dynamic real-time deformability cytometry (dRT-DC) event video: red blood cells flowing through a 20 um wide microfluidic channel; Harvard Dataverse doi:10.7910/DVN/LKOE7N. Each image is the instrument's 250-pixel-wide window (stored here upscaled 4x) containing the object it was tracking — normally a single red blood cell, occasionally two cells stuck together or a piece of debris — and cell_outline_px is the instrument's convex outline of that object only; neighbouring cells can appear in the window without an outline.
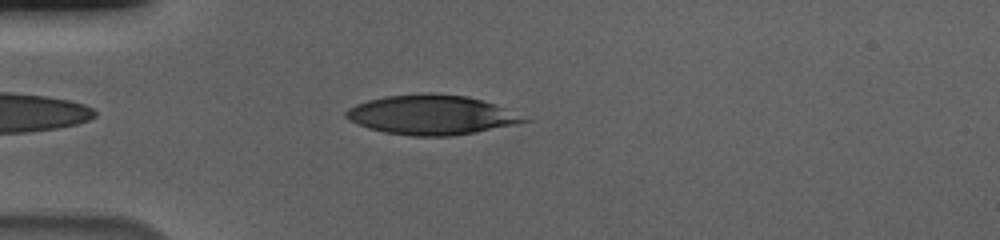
{"species": "human", "species_latin": "Homo sapiens", "temperature_condition": "cold", "stored_images_in_passage": 43, "camera_frame_rate_fps": 3000, "um_per_image_px": 0.085, "donor": {"sex": "male"}, "frame": {"image": 1, "passage_image": 5, "time_ms": 1.333, "image_size_px": [1000, 240], "cell_outline_px": [[520, 120], [504, 124], [468, 132], [392, 132], [372, 128], [352, 120], [348, 116], [348, 112], [352, 108], [360, 104], [372, 100], [392, 96], [460, 96], [480, 100]], "centroid_in_image_um": [36.44, 9.72], "position_along_channel_um": 48.6, "area_um2": 34.56}}
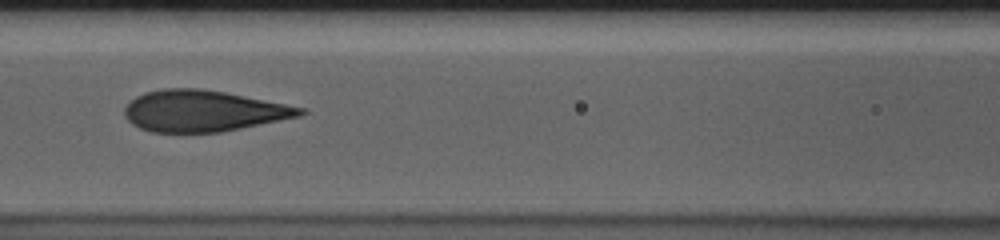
{"frame": {"image": 2, "passage_image": 15, "time_ms": 4.667, "image_size_px": [1000, 240], "cell_outline_px": [[304, 112], [292, 116], [212, 132], [160, 132], [144, 128], [136, 124], [128, 116], [128, 104], [140, 96], [152, 92], [220, 92], [300, 108]], "centroid_in_image_um": [17.23, 9.48], "position_along_channel_um": 149.4, "area_um2": 37.4}}
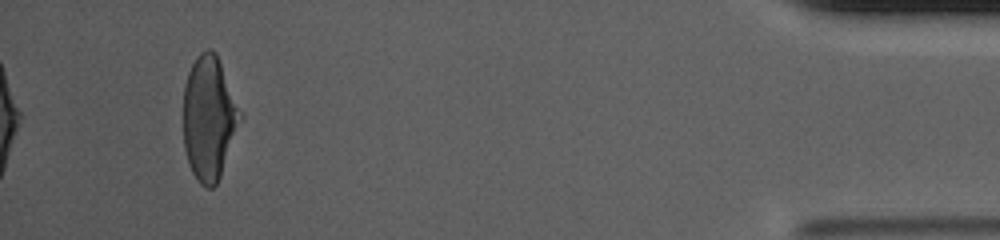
{"frame": {"image": 3, "passage_image": 43, "time_ms": 14.0, "image_size_px": [1000, 240], "cell_outline_px": [[232, 128], [220, 172], [216, 184], [212, 188], [204, 184], [196, 176], [188, 160], [184, 140], [184, 92], [188, 76], [192, 64], [200, 56], [212, 52], [216, 56], [220, 68], [232, 108]], "centroid_in_image_um": [17.57, 10.1], "position_along_channel_um": 417.6, "area_um2": 35.14}, "authors_computed_cell_mechanics": {"area_um2": 38.0324, "velocity_mm_per_s": 3.594, "shape_relaxation_time_tau1_ms": 11.1855, "shape_relaxation_time_tau2_ms": 0.9639, "deformation_change_tau1": 0.3286, "deformation_change_tau2": 0.0902}}